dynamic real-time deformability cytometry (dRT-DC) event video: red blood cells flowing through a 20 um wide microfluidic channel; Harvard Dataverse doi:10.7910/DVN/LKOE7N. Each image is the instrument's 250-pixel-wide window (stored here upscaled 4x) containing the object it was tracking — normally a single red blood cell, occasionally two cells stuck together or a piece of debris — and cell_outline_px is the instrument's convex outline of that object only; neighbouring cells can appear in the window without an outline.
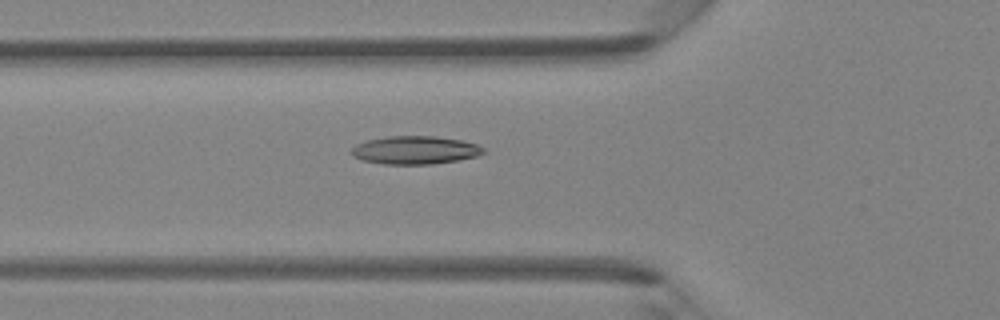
{"species": "Egyptian fruit bat (a non-hibernating species)", "species_latin": "Rousettus aegyptiacus", "temperature_condition": "room temperature", "stored_images_in_passage": 5, "camera_frame_rate_fps": 3000, "um_per_image_px": 0.085, "animal": {"sex": "female"}, "frame": {"image": 1, "passage_image": 5, "time_ms": 4.667, "image_size_px": [1000, 320], "cell_outline_px": [[488, 152], [476, 156], [460, 160], [432, 164], [384, 164], [360, 160], [352, 156], [352, 148], [356, 144], [368, 140], [388, 136], [436, 136], [464, 140], [476, 144], [484, 148]], "centroid_in_image_um": [35.31, 12.76], "position_along_channel_um": 90.5, "area_um2": 21.85}}